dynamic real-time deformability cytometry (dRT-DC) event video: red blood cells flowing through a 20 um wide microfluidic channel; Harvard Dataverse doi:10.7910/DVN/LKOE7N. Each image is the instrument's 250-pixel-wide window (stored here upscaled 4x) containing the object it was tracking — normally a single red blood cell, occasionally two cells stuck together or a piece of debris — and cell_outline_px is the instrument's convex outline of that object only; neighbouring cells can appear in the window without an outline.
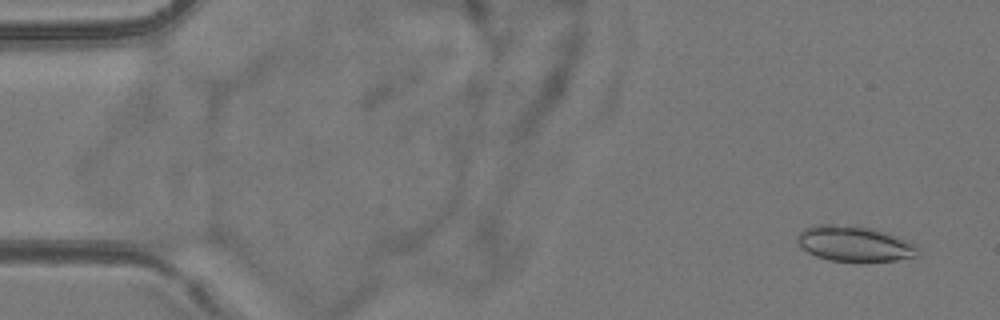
{"species": "common noctule bat (a hibernating species)", "species_latin": "Nyctalus noctula", "temperature_condition": "room temperature", "stored_images_in_passage": 54, "camera_frame_rate_fps": 3000, "um_per_image_px": 0.085, "animal": {"sex": "female", "body_mass_g": 24.6, "forearm_length_mm": 56.2}, "frame": {"image": 1, "passage_image": 3, "time_ms": 0.667, "image_size_px": [1000, 320], "cell_outline_px": [[920, 252], [916, 256], [896, 260], [828, 260], [816, 256], [808, 252], [796, 240], [796, 236], [804, 228], [816, 224], [832, 224], [872, 228], [908, 240], [920, 248]], "centroid_in_image_um": [72.62, 20.7], "position_along_channel_um": 12.4, "area_um2": 24.51}}
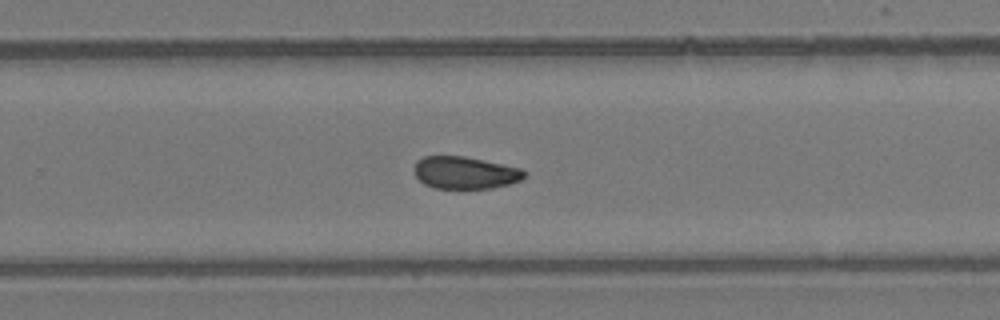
{"frame": {"image": 2, "passage_image": 35, "time_ms": 11.333, "image_size_px": [1000, 320], "cell_outline_px": [[528, 176], [520, 180], [508, 184], [492, 188], [432, 188], [424, 184], [416, 176], [416, 160], [424, 156], [464, 156], [520, 168], [528, 172]], "centroid_in_image_um": [39.55, 14.68], "position_along_channel_um": 290.2, "area_um2": 20.63}}
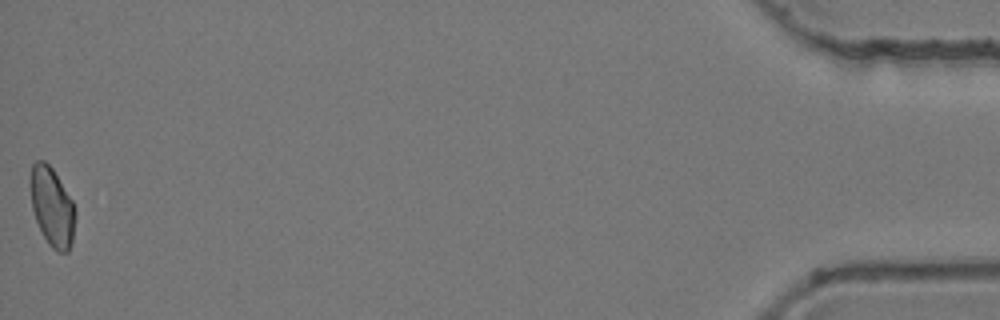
{"frame": {"image": 3, "passage_image": 54, "time_ms": 17.667, "image_size_px": [1000, 320], "cell_outline_px": [[76, 216], [72, 244], [68, 252], [56, 252], [48, 244], [36, 220], [32, 208], [28, 180], [32, 164], [36, 160], [44, 160], [52, 168], [72, 200], [76, 212]], "centroid_in_image_um": [4.41, 17.57], "position_along_channel_um": 430.8, "area_um2": 20.98}, "authors_computed_cell_mechanics": {"area_um2": 21.7906, "velocity_mm_per_s": 3.8419, "shape_relaxation_time_tau1_ms": 10.0743, "shape_relaxation_time_tau2_ms": 6.6211, "deformation_change_tau1": 0.137, "deformation_change_tau2": 0.096}}